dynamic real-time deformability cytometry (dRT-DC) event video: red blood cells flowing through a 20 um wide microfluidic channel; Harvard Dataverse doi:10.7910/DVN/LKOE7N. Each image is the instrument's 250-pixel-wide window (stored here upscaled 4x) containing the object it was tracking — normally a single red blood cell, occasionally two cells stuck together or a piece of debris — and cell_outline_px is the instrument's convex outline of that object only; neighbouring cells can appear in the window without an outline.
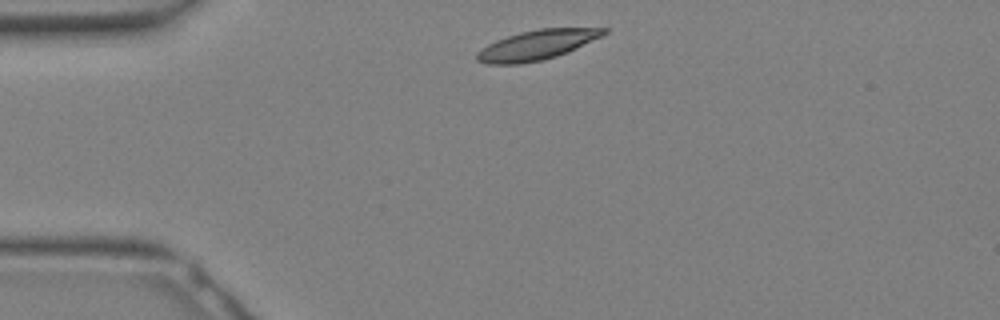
{"species": "Egyptian fruit bat (a non-hibernating species)", "species_latin": "Rousettus aegyptiacus", "temperature_condition": "warm", "stored_images_in_passage": 15, "camera_frame_rate_fps": 3000, "um_per_image_px": 0.085, "animal": {"sex": "female"}, "frame": {"image": 1, "passage_image": 1, "time_ms": 0.0, "image_size_px": [1000, 320], "cell_outline_px": [[608, 32], [600, 36], [556, 56], [540, 60], [520, 64], [488, 64], [476, 60], [476, 52], [488, 44], [496, 40], [520, 32], [540, 28], [608, 28]], "centroid_in_image_um": [45.56, 3.82], "position_along_channel_um": 39.4, "area_um2": 21.5}}
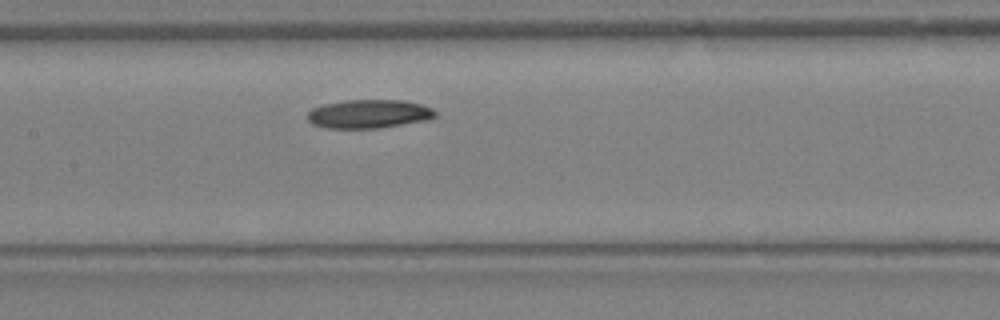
{"frame": {"image": 2, "passage_image": 9, "time_ms": 2.667, "image_size_px": [1000, 320], "cell_outline_px": [[436, 116], [428, 120], [376, 128], [324, 128], [312, 124], [308, 120], [308, 112], [312, 108], [324, 104], [344, 100], [404, 100], [420, 104], [432, 108], [436, 112]], "centroid_in_image_um": [31.34, 9.68], "position_along_channel_um": 176.1, "area_um2": 21.33}}
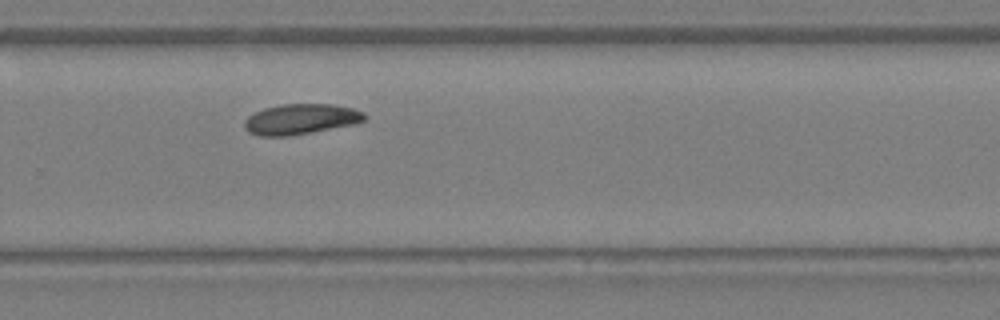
{"frame": {"image": 3, "passage_image": 15, "time_ms": 4.667, "image_size_px": [1000, 320], "cell_outline_px": [[368, 116], [364, 120], [352, 124], [288, 136], [256, 136], [248, 132], [244, 128], [244, 120], [248, 116], [264, 108], [280, 104], [332, 104], [352, 108], [364, 112]], "centroid_in_image_um": [25.52, 10.12], "position_along_channel_um": 304.3, "area_um2": 21.21}}